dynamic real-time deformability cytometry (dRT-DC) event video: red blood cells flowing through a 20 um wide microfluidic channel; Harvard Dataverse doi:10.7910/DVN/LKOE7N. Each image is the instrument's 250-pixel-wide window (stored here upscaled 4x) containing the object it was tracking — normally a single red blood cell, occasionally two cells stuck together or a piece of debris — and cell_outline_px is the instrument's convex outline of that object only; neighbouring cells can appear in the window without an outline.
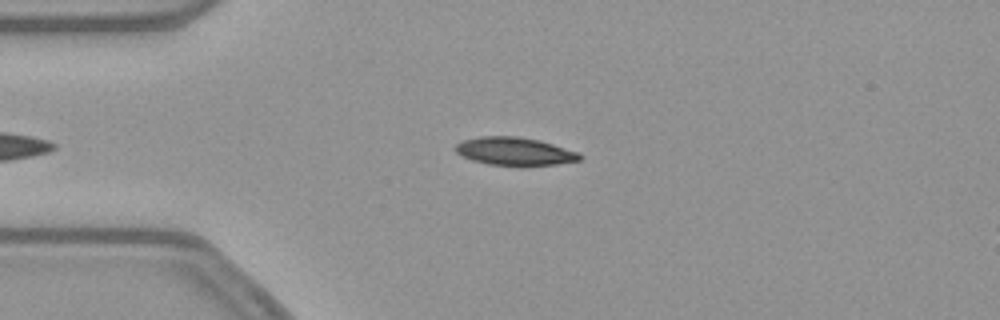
{"species": "common noctule bat (a hibernating species)", "species_latin": "Nyctalus noctula", "temperature_condition": "warm", "stored_images_in_passage": 41, "camera_frame_rate_fps": 3000, "um_per_image_px": 0.085, "animal": {"sex": "female", "body_mass_g": 21.9}, "frame": {"image": 1, "passage_image": 5, "time_ms": 1.333, "image_size_px": [1000, 320], "cell_outline_px": [[584, 156], [580, 160], [556, 164], [520, 168], [488, 164], [472, 160], [456, 152], [452, 148], [456, 144], [464, 140], [480, 136], [516, 136], [540, 140], [580, 152]], "centroid_in_image_um": [43.78, 12.89], "position_along_channel_um": 41.2, "area_um2": 20.98}}
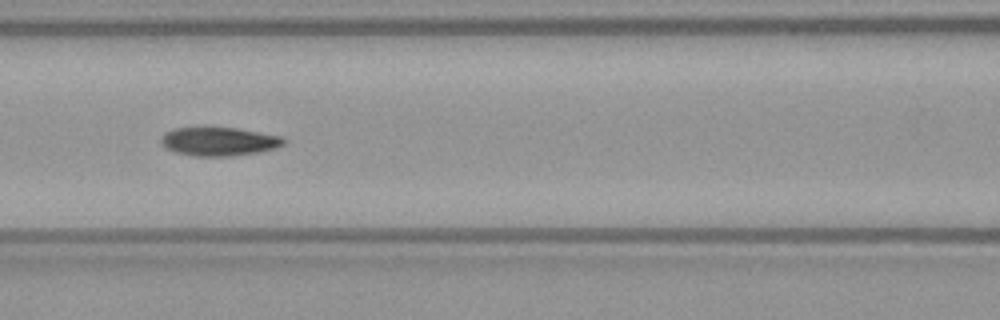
{"frame": {"image": 2, "passage_image": 15, "time_ms": 4.667, "image_size_px": [1000, 320], "cell_outline_px": [[288, 140], [284, 144], [276, 148], [260, 152], [232, 156], [192, 156], [176, 152], [160, 144], [160, 136], [164, 132], [176, 128], [236, 128], [280, 136]], "centroid_in_image_um": [18.61, 12.03], "position_along_channel_um": 148.0, "area_um2": 20.46}}
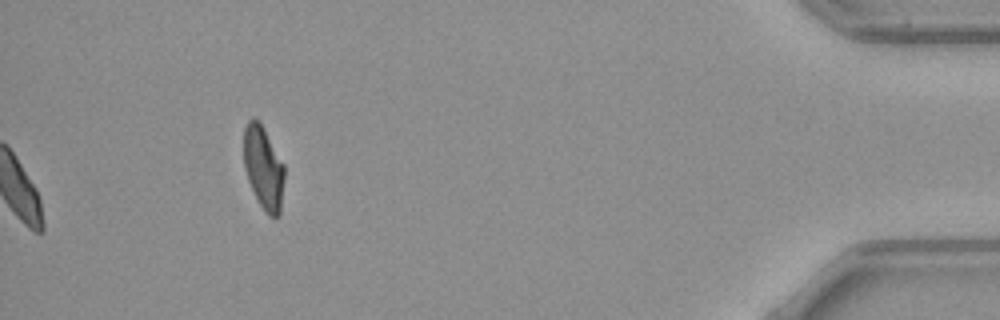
{"frame": {"image": 3, "passage_image": 41, "time_ms": 13.333, "image_size_px": [1000, 320], "cell_outline_px": [[284, 180], [280, 216], [268, 216], [260, 204], [248, 180], [244, 168], [244, 128], [248, 120], [256, 120], [260, 124], [284, 164]], "centroid_in_image_um": [22.4, 14.31], "position_along_channel_um": 412.8, "area_um2": 19.25}, "authors_computed_cell_mechanics": {"area_um2": 20.6924, "velocity_mm_per_s": 3.8593, "shape_relaxation_time_tau1_ms": 8.0053, "shape_relaxation_time_tau2_ms": 3.4036, "deformation_change_tau1": 0.2153, "deformation_change_tau2": 0.0849}}